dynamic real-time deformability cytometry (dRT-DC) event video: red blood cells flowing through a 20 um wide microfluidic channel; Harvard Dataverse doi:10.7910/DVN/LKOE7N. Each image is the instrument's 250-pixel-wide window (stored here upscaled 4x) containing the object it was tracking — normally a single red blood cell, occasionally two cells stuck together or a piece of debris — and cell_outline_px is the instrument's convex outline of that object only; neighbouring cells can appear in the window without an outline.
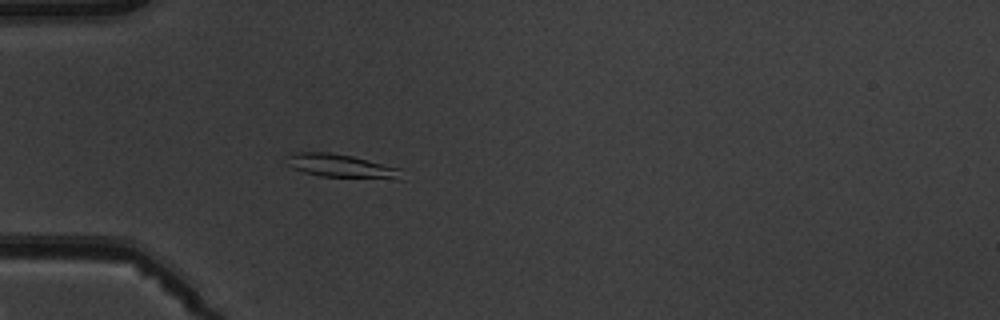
{"species": "common noctule bat (a hibernating species)", "species_latin": "Nyctalus noctula", "temperature_condition": "warm", "stored_images_in_passage": 4, "camera_frame_rate_fps": 3000, "um_per_image_px": 0.085, "animal": {"sex": "male", "body_mass_g": 19.5, "forearm_length_mm": 54.6}, "frame": {"image": 1, "passage_image": 4, "time_ms": 4.333, "image_size_px": [1000, 320], "cell_outline_px": [[404, 180], [396, 180], [320, 176], [304, 172], [296, 168], [288, 156], [296, 152], [328, 152], [352, 156], [400, 168]], "centroid_in_image_um": [29.19, 14.14], "position_along_channel_um": 55.8, "area_um2": 15.49}}